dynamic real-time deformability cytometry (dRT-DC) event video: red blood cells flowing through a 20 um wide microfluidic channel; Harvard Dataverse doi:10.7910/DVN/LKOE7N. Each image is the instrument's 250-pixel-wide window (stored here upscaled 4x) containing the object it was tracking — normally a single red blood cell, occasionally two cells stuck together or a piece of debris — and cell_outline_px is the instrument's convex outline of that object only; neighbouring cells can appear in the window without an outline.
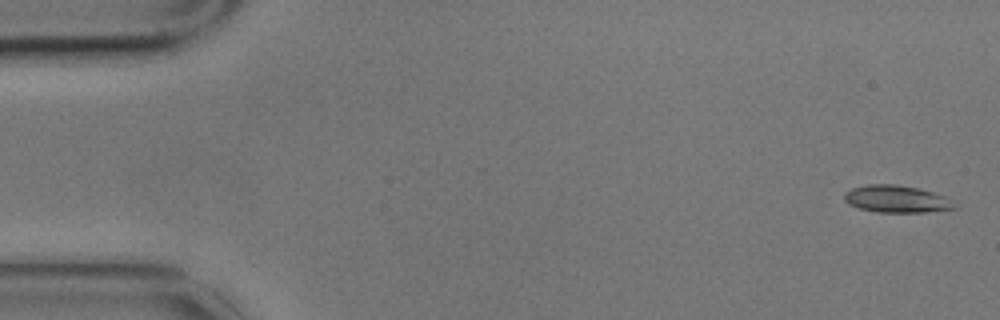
{"species": "common noctule bat (a hibernating species)", "species_latin": "Nyctalus noctula", "temperature_condition": "cold", "stored_images_in_passage": 5, "camera_frame_rate_fps": 3000, "um_per_image_px": 0.085, "animal": {"sex": "male", "body_mass_g": 17.9}, "frame": {"image": 1, "passage_image": 1, "time_ms": 0.0, "image_size_px": [1000, 320], "cell_outline_px": [[956, 208], [924, 212], [876, 212], [860, 208], [848, 204], [844, 200], [844, 192], [852, 188], [868, 184], [896, 184], [916, 188], [932, 192], [944, 196]], "centroid_in_image_um": [76.12, 16.91], "position_along_channel_um": 8.9, "area_um2": 17.17}}
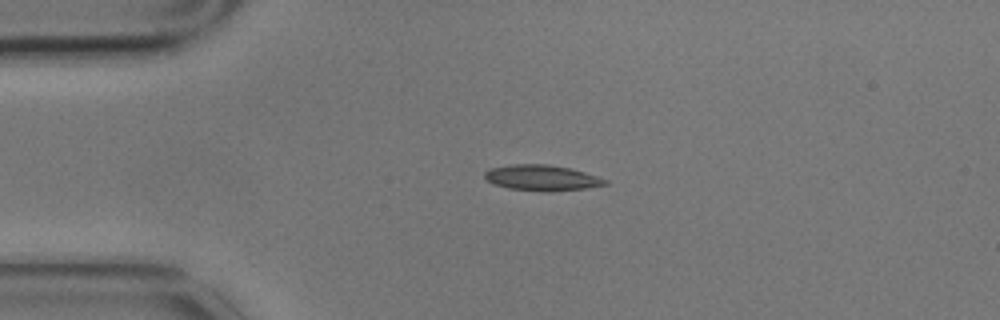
{"frame": {"image": 2, "passage_image": 4, "time_ms": 1.0, "image_size_px": [1000, 320], "cell_outline_px": [[608, 184], [584, 188], [548, 192], [508, 188], [496, 184], [488, 180], [484, 176], [484, 172], [488, 168], [512, 164], [548, 164], [568, 168], [584, 172], [608, 180]], "centroid_in_image_um": [46.04, 15.11], "position_along_channel_um": 39.0, "area_um2": 17.86}}